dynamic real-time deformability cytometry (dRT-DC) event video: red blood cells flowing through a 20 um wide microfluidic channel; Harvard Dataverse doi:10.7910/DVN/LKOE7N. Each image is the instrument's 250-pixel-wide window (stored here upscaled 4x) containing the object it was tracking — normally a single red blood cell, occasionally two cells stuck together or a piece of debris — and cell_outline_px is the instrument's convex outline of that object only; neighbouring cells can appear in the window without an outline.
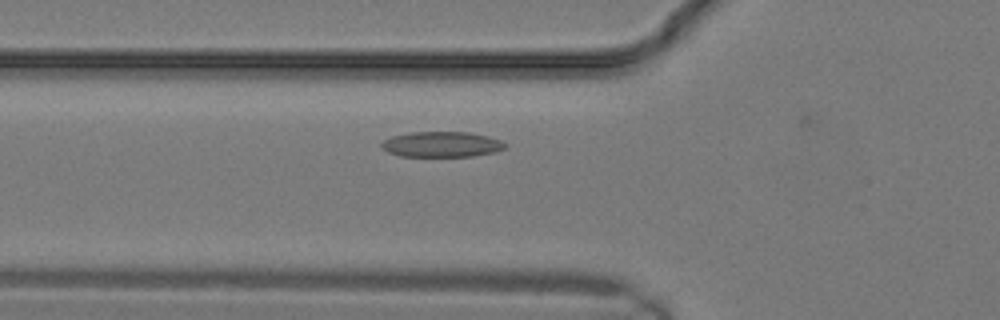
{"species": "common noctule bat (a hibernating species)", "species_latin": "Nyctalus noctula", "temperature_condition": "warm", "stored_images_in_passage": 5, "camera_frame_rate_fps": 3000, "um_per_image_px": 0.085, "animal": {"sex": "male", "body_mass_g": 19.2, "forearm_length_mm": 51.8}, "frame": {"image": 1, "passage_image": 3, "time_ms": 0.667, "image_size_px": [1000, 320], "cell_outline_px": [[508, 144], [504, 148], [496, 152], [472, 156], [400, 156], [388, 152], [380, 144], [384, 140], [392, 136], [412, 132], [468, 132], [488, 136], [500, 140]], "centroid_in_image_um": [37.57, 12.27], "position_along_channel_um": 88.2, "area_um2": 18.26}}
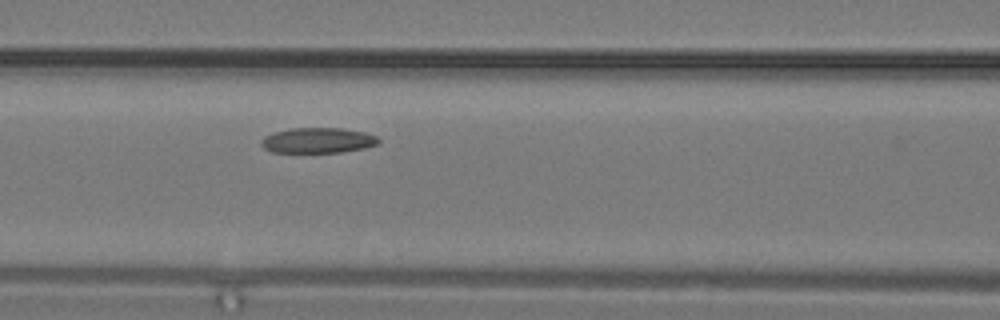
{"frame": {"image": 2, "passage_image": 5, "time_ms": 1.333, "image_size_px": [1000, 320], "cell_outline_px": [[380, 144], [364, 148], [340, 152], [272, 152], [264, 148], [260, 144], [260, 140], [264, 136], [276, 132], [292, 128], [340, 128], [364, 132], [376, 136], [380, 140]], "centroid_in_image_um": [27.02, 11.93], "position_along_channel_um": 139.6, "area_um2": 17.28}}